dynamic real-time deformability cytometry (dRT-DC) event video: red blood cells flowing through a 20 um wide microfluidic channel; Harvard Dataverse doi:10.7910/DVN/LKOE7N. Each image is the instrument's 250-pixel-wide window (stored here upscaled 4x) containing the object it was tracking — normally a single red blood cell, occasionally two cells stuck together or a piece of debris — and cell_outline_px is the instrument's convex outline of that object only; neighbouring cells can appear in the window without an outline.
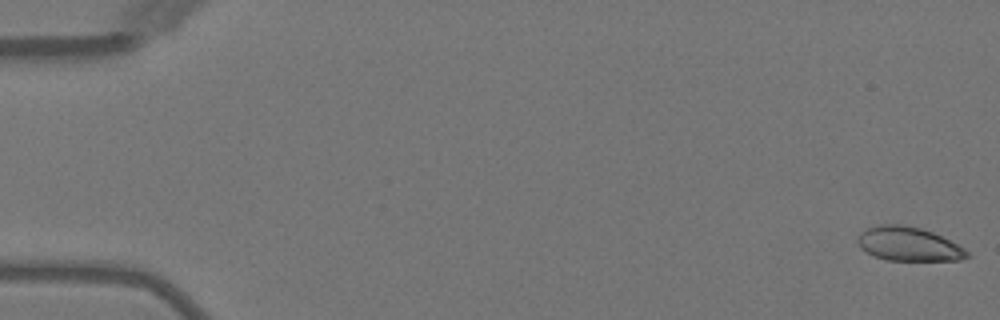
{"species": "Egyptian fruit bat (a non-hibernating species)", "species_latin": "Rousettus aegyptiacus", "temperature_condition": "warm", "stored_images_in_passage": 4, "camera_frame_rate_fps": 3000, "um_per_image_px": 0.085, "animal": {"sex": "female"}, "frame": {"image": 1, "passage_image": 1, "time_ms": 0.0, "image_size_px": [1000, 320], "cell_outline_px": [[972, 256], [960, 260], [888, 260], [872, 256], [860, 248], [856, 240], [860, 232], [864, 228], [880, 224], [900, 224], [920, 228], [932, 232], [964, 248]], "centroid_in_image_um": [77.17, 20.74], "position_along_channel_um": 7.8, "area_um2": 21.73}}
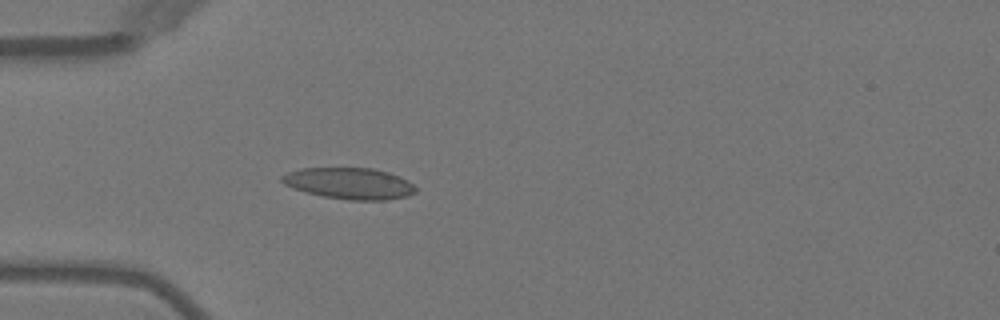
{"frame": {"image": 2, "passage_image": 4, "time_ms": 4.667, "image_size_px": [1000, 320], "cell_outline_px": [[416, 192], [408, 196], [384, 200], [348, 200], [324, 196], [292, 188], [284, 184], [280, 180], [280, 176], [288, 172], [300, 168], [372, 168], [388, 172], [400, 176], [408, 180], [416, 188]], "centroid_in_image_um": [29.7, 15.58], "position_along_channel_um": 55.3, "area_um2": 24.45}}